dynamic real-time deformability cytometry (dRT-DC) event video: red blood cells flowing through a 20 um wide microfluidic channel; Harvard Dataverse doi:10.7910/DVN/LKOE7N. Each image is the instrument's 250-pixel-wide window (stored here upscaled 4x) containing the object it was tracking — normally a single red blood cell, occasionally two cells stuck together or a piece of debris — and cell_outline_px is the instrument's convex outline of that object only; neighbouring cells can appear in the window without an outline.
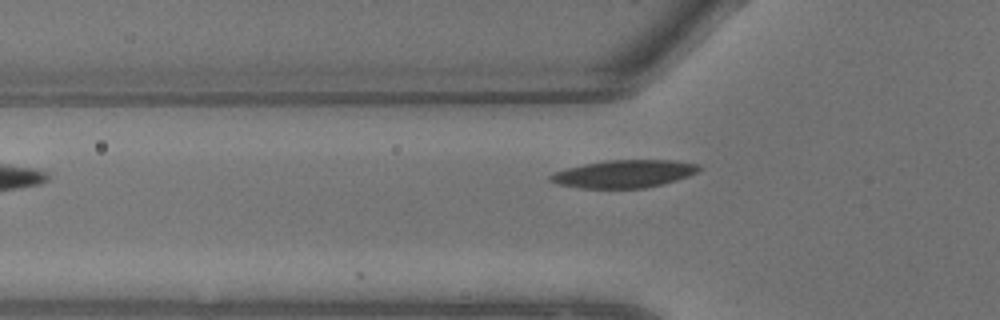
{"species": "common noctule bat (a hibernating species)", "species_latin": "Nyctalus noctula", "temperature_condition": "warm", "stored_images_in_passage": 4, "camera_frame_rate_fps": 3000, "um_per_image_px": 0.085, "animal": {"sex": "male", "body_mass_g": 13.3}, "frame": {"image": 1, "passage_image": 4, "time_ms": 1.0, "image_size_px": [1000, 320], "cell_outline_px": [[700, 168], [696, 172], [688, 176], [664, 184], [644, 188], [580, 188], [560, 184], [548, 180], [548, 176], [552, 172], [584, 164], [608, 160], [676, 160], [700, 164]], "centroid_in_image_um": [53.04, 14.77], "position_along_channel_um": 72.8, "area_um2": 23.99}}